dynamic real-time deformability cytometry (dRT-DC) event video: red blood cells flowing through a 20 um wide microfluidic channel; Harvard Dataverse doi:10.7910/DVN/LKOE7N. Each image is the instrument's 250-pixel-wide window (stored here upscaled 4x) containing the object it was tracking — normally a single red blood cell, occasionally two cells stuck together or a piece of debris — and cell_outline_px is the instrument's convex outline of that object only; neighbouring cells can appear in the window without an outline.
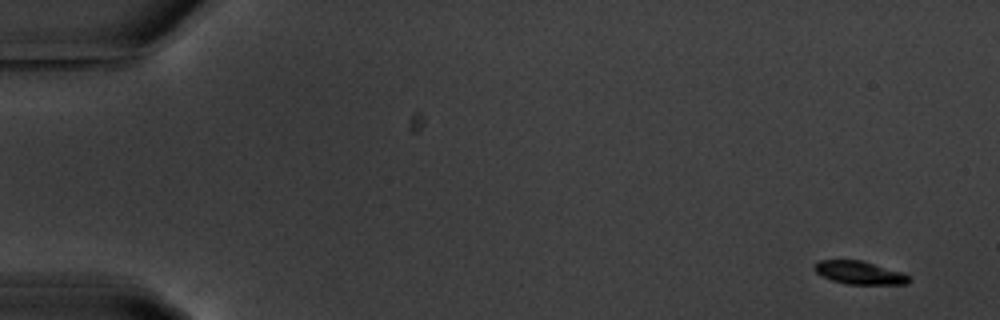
{"species": "common noctule bat (a hibernating species)", "species_latin": "Nyctalus noctula", "temperature_condition": "warm", "stored_images_in_passage": 5, "camera_frame_rate_fps": 3000, "um_per_image_px": 0.085, "animal": {"sex": "male", "body_mass_g": 20.1, "forearm_length_mm": 53.5}, "frame": {"image": 1, "passage_image": 1, "time_ms": 0.0, "image_size_px": [1000, 320], "cell_outline_px": [[912, 280], [908, 284], [848, 284], [832, 280], [816, 272], [812, 268], [812, 264], [820, 260], [864, 260], [904, 272]], "centroid_in_image_um": [73.08, 23.16], "position_along_channel_um": 11.9, "area_um2": 12.95}}
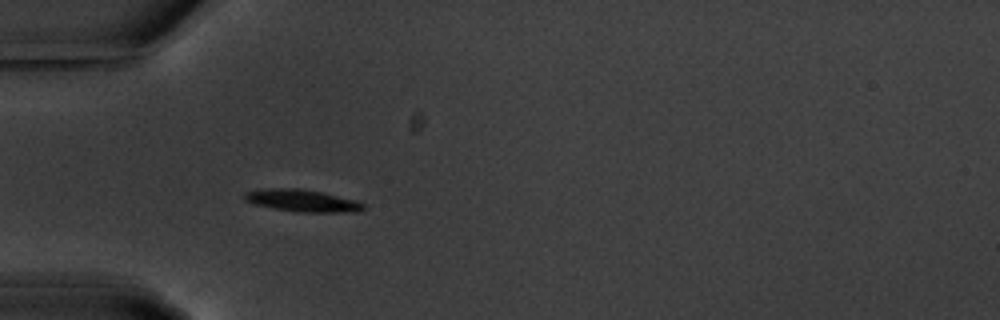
{"frame": {"image": 2, "passage_image": 5, "time_ms": 5.0, "image_size_px": [1000, 320], "cell_outline_px": [[364, 208], [356, 212], [300, 212], [276, 208], [256, 204], [244, 200], [244, 192], [268, 188], [300, 188], [320, 192], [356, 200], [364, 204]], "centroid_in_image_um": [25.69, 17.05], "position_along_channel_um": 59.3, "area_um2": 15.09}}